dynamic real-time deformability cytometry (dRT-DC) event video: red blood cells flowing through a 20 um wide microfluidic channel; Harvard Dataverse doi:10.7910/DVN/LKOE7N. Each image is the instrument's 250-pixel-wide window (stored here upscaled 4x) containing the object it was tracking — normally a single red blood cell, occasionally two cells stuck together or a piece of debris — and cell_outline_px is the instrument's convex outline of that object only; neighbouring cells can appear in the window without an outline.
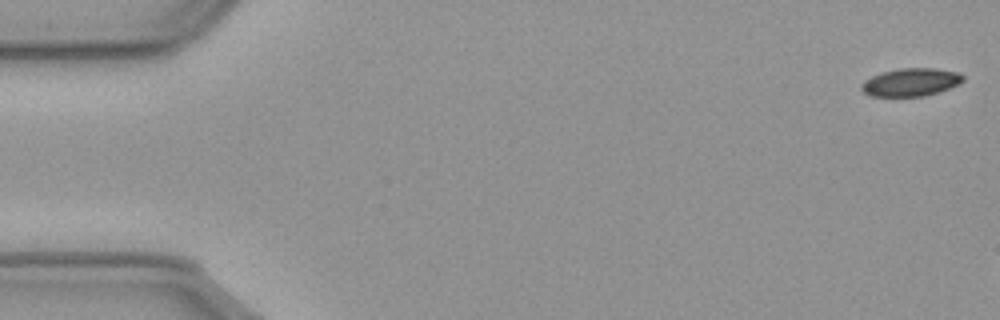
{"species": "common noctule bat (a hibernating species)", "species_latin": "Nyctalus noctula", "temperature_condition": "cold", "stored_images_in_passage": 12, "camera_frame_rate_fps": 3000, "um_per_image_px": 0.085, "animal": {"sex": "male", "body_mass_g": 23.1, "forearm_length_mm": 52.7}, "frame": {"image": 1, "passage_image": 1, "time_ms": 0.0, "image_size_px": [1000, 320], "cell_outline_px": [[964, 80], [960, 84], [924, 96], [868, 96], [860, 88], [860, 84], [864, 80], [880, 72], [900, 68], [936, 68], [960, 72], [964, 76]], "centroid_in_image_um": [77.41, 6.97], "position_along_channel_um": 7.6, "area_um2": 16.7}}